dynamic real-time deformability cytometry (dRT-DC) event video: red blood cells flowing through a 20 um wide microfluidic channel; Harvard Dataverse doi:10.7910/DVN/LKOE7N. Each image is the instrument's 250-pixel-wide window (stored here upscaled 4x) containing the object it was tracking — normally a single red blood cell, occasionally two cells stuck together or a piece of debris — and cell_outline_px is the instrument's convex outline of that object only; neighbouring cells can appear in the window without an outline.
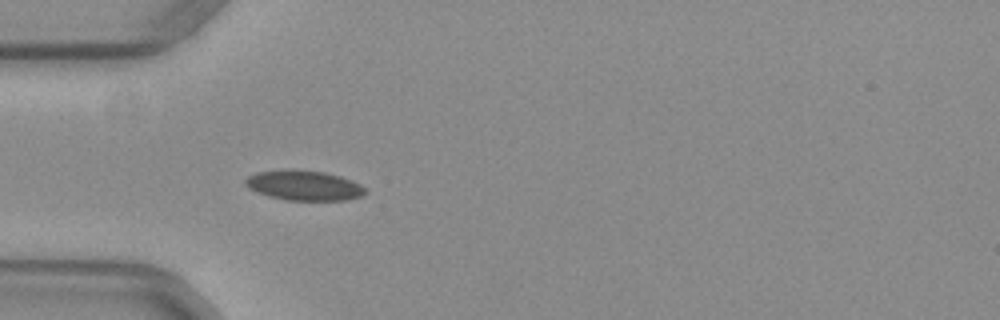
{"species": "common noctule bat (a hibernating species)", "species_latin": "Nyctalus noctula", "temperature_condition": "warm", "stored_images_in_passage": 37, "camera_frame_rate_fps": 3000, "um_per_image_px": 0.085, "animal": {"sex": "female", "body_mass_g": 29.2, "forearm_length_mm": 56.3}, "frame": {"image": 1, "passage_image": 1, "time_ms": 0.0, "image_size_px": [1000, 320], "cell_outline_px": [[368, 192], [360, 196], [348, 200], [284, 200], [268, 196], [256, 192], [248, 188], [244, 184], [244, 180], [248, 176], [256, 172], [284, 168], [292, 168], [324, 172], [340, 176], [352, 180], [360, 184]], "centroid_in_image_um": [25.79, 15.74], "position_along_channel_um": 59.2, "area_um2": 21.39}}
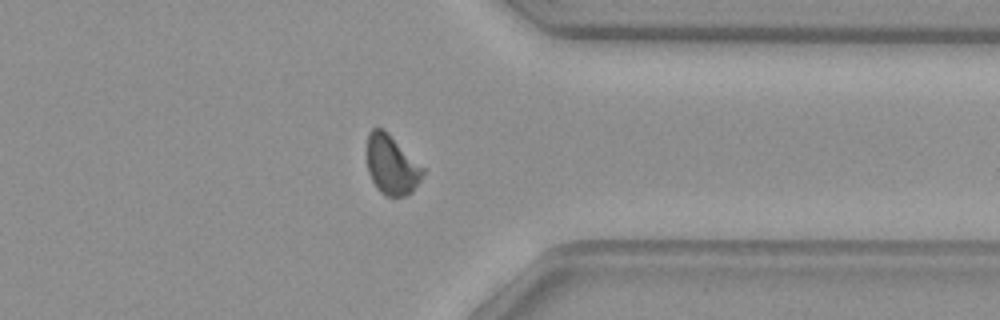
{"frame": {"image": 2, "passage_image": 26, "time_ms": 8.333, "image_size_px": [1000, 320], "cell_outline_px": [[424, 172], [420, 180], [412, 192], [408, 196], [388, 196], [380, 192], [376, 188], [368, 172], [368, 132], [372, 128], [384, 128], [424, 168]], "centroid_in_image_um": [33.29, 14.02], "position_along_channel_um": 378.1, "area_um2": 19.25}}
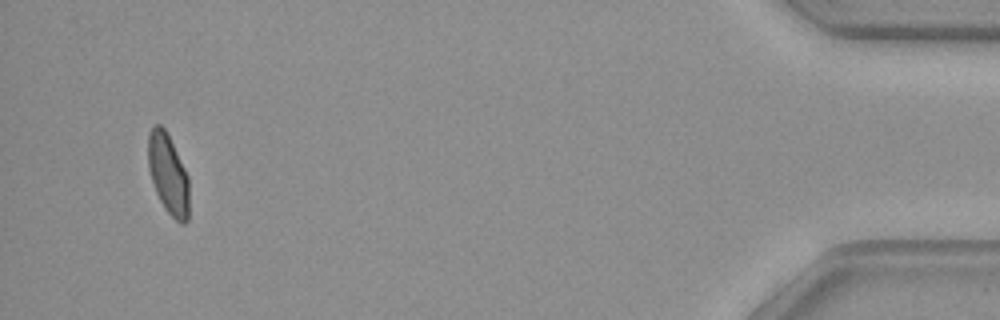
{"frame": {"image": 3, "passage_image": 35, "time_ms": 11.333, "image_size_px": [1000, 320], "cell_outline_px": [[188, 220], [184, 224], [180, 224], [164, 208], [156, 192], [148, 168], [148, 132], [156, 124], [160, 124], [164, 128], [188, 176]], "centroid_in_image_um": [14.28, 14.82], "position_along_channel_um": 420.9, "area_um2": 18.84}}